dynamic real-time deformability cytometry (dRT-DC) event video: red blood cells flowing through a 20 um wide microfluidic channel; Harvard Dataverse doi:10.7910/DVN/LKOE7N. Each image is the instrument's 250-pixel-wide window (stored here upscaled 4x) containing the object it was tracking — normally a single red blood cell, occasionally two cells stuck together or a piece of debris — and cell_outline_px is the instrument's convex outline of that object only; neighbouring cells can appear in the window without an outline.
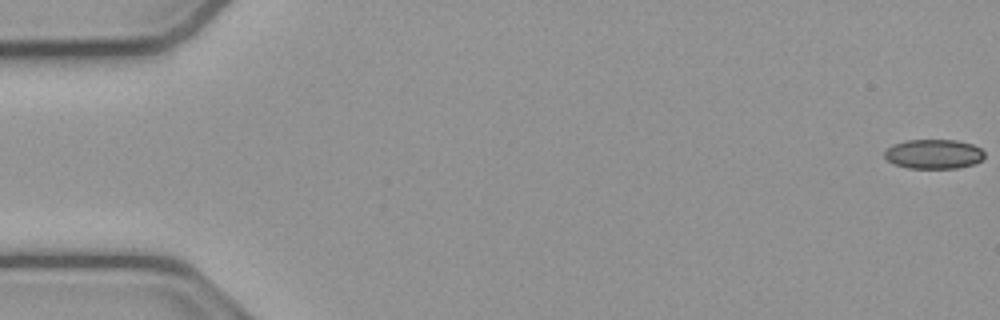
{"species": "common noctule bat (a hibernating species)", "species_latin": "Nyctalus noctula", "temperature_condition": "cold", "stored_images_in_passage": 17, "camera_frame_rate_fps": 3000, "um_per_image_px": 0.085, "animal": {"sex": "male", "body_mass_g": 23.1, "forearm_length_mm": 52.7}, "frame": {"image": 1, "passage_image": 1, "time_ms": 0.0, "image_size_px": [1000, 320], "cell_outline_px": [[984, 156], [976, 164], [956, 168], [908, 168], [896, 164], [888, 160], [884, 156], [884, 152], [892, 144], [908, 140], [956, 140], [972, 144], [980, 148], [984, 152]], "centroid_in_image_um": [79.37, 13.09], "position_along_channel_um": 5.6, "area_um2": 17.11}}
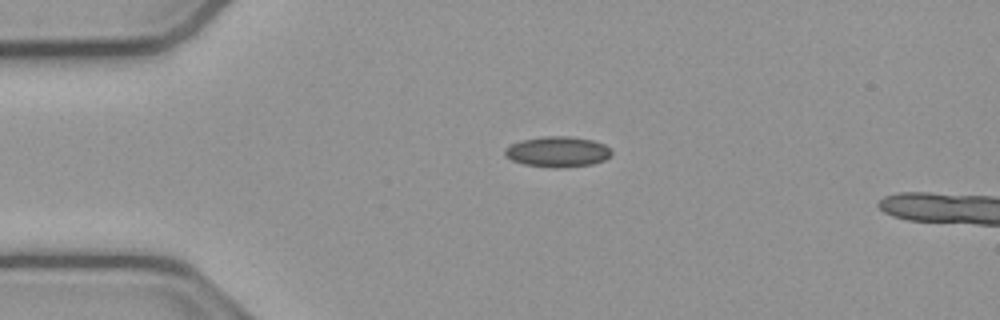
{"frame": {"image": 2, "passage_image": 13, "time_ms": 4.0, "image_size_px": [1000, 320], "cell_outline_px": [[612, 152], [604, 160], [592, 164], [560, 168], [552, 168], [524, 164], [512, 160], [504, 152], [504, 148], [520, 140], [548, 136], [568, 136], [592, 140], [604, 144]], "centroid_in_image_um": [47.38, 12.9], "position_along_channel_um": 37.6, "area_um2": 18.79}}